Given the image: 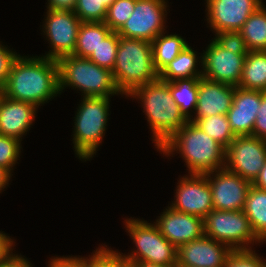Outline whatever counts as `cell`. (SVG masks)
I'll return each instance as SVG.
<instances>
[{
    "instance_id": "cell-28",
    "label": "cell",
    "mask_w": 266,
    "mask_h": 267,
    "mask_svg": "<svg viewBox=\"0 0 266 267\" xmlns=\"http://www.w3.org/2000/svg\"><path fill=\"white\" fill-rule=\"evenodd\" d=\"M209 137L213 138L225 148L234 140L233 133L227 115H213L197 119L194 122Z\"/></svg>"
},
{
    "instance_id": "cell-26",
    "label": "cell",
    "mask_w": 266,
    "mask_h": 267,
    "mask_svg": "<svg viewBox=\"0 0 266 267\" xmlns=\"http://www.w3.org/2000/svg\"><path fill=\"white\" fill-rule=\"evenodd\" d=\"M200 78L201 77L183 78L169 82V90L173 100L188 120L193 116L196 110Z\"/></svg>"
},
{
    "instance_id": "cell-40",
    "label": "cell",
    "mask_w": 266,
    "mask_h": 267,
    "mask_svg": "<svg viewBox=\"0 0 266 267\" xmlns=\"http://www.w3.org/2000/svg\"><path fill=\"white\" fill-rule=\"evenodd\" d=\"M15 243V240L8 233L0 231V260L8 258L14 252Z\"/></svg>"
},
{
    "instance_id": "cell-17",
    "label": "cell",
    "mask_w": 266,
    "mask_h": 267,
    "mask_svg": "<svg viewBox=\"0 0 266 267\" xmlns=\"http://www.w3.org/2000/svg\"><path fill=\"white\" fill-rule=\"evenodd\" d=\"M159 215L153 222L176 248L204 235L203 218L176 211L169 205Z\"/></svg>"
},
{
    "instance_id": "cell-37",
    "label": "cell",
    "mask_w": 266,
    "mask_h": 267,
    "mask_svg": "<svg viewBox=\"0 0 266 267\" xmlns=\"http://www.w3.org/2000/svg\"><path fill=\"white\" fill-rule=\"evenodd\" d=\"M252 136L266 140V92L261 91V104L256 114Z\"/></svg>"
},
{
    "instance_id": "cell-6",
    "label": "cell",
    "mask_w": 266,
    "mask_h": 267,
    "mask_svg": "<svg viewBox=\"0 0 266 267\" xmlns=\"http://www.w3.org/2000/svg\"><path fill=\"white\" fill-rule=\"evenodd\" d=\"M60 95L66 89L76 90L82 97H112L121 95L112 71L102 68L88 58L66 55L57 60Z\"/></svg>"
},
{
    "instance_id": "cell-10",
    "label": "cell",
    "mask_w": 266,
    "mask_h": 267,
    "mask_svg": "<svg viewBox=\"0 0 266 267\" xmlns=\"http://www.w3.org/2000/svg\"><path fill=\"white\" fill-rule=\"evenodd\" d=\"M168 0H137L134 11L117 34L152 42L167 29Z\"/></svg>"
},
{
    "instance_id": "cell-16",
    "label": "cell",
    "mask_w": 266,
    "mask_h": 267,
    "mask_svg": "<svg viewBox=\"0 0 266 267\" xmlns=\"http://www.w3.org/2000/svg\"><path fill=\"white\" fill-rule=\"evenodd\" d=\"M232 249L203 235L177 248V266L224 267Z\"/></svg>"
},
{
    "instance_id": "cell-38",
    "label": "cell",
    "mask_w": 266,
    "mask_h": 267,
    "mask_svg": "<svg viewBox=\"0 0 266 267\" xmlns=\"http://www.w3.org/2000/svg\"><path fill=\"white\" fill-rule=\"evenodd\" d=\"M47 267H82V256H51Z\"/></svg>"
},
{
    "instance_id": "cell-18",
    "label": "cell",
    "mask_w": 266,
    "mask_h": 267,
    "mask_svg": "<svg viewBox=\"0 0 266 267\" xmlns=\"http://www.w3.org/2000/svg\"><path fill=\"white\" fill-rule=\"evenodd\" d=\"M235 86L214 82L204 77L199 79L196 110L189 119L195 122L197 119L213 115H227L233 104Z\"/></svg>"
},
{
    "instance_id": "cell-34",
    "label": "cell",
    "mask_w": 266,
    "mask_h": 267,
    "mask_svg": "<svg viewBox=\"0 0 266 267\" xmlns=\"http://www.w3.org/2000/svg\"><path fill=\"white\" fill-rule=\"evenodd\" d=\"M224 267H266V259L254 249L233 250Z\"/></svg>"
},
{
    "instance_id": "cell-3",
    "label": "cell",
    "mask_w": 266,
    "mask_h": 267,
    "mask_svg": "<svg viewBox=\"0 0 266 267\" xmlns=\"http://www.w3.org/2000/svg\"><path fill=\"white\" fill-rule=\"evenodd\" d=\"M127 98L140 103L157 150L189 121L173 100L169 82L159 78L139 86Z\"/></svg>"
},
{
    "instance_id": "cell-8",
    "label": "cell",
    "mask_w": 266,
    "mask_h": 267,
    "mask_svg": "<svg viewBox=\"0 0 266 267\" xmlns=\"http://www.w3.org/2000/svg\"><path fill=\"white\" fill-rule=\"evenodd\" d=\"M204 235L229 246L232 250L255 249L264 243L255 235L243 210H212L203 218ZM262 244V245H261Z\"/></svg>"
},
{
    "instance_id": "cell-29",
    "label": "cell",
    "mask_w": 266,
    "mask_h": 267,
    "mask_svg": "<svg viewBox=\"0 0 266 267\" xmlns=\"http://www.w3.org/2000/svg\"><path fill=\"white\" fill-rule=\"evenodd\" d=\"M82 267H127L118 250L101 244L91 255L82 256Z\"/></svg>"
},
{
    "instance_id": "cell-20",
    "label": "cell",
    "mask_w": 266,
    "mask_h": 267,
    "mask_svg": "<svg viewBox=\"0 0 266 267\" xmlns=\"http://www.w3.org/2000/svg\"><path fill=\"white\" fill-rule=\"evenodd\" d=\"M260 104L261 91L235 87L233 104L227 113V117L236 136H252Z\"/></svg>"
},
{
    "instance_id": "cell-19",
    "label": "cell",
    "mask_w": 266,
    "mask_h": 267,
    "mask_svg": "<svg viewBox=\"0 0 266 267\" xmlns=\"http://www.w3.org/2000/svg\"><path fill=\"white\" fill-rule=\"evenodd\" d=\"M37 111L35 105L12 100L0 92V135L23 141L34 125Z\"/></svg>"
},
{
    "instance_id": "cell-13",
    "label": "cell",
    "mask_w": 266,
    "mask_h": 267,
    "mask_svg": "<svg viewBox=\"0 0 266 267\" xmlns=\"http://www.w3.org/2000/svg\"><path fill=\"white\" fill-rule=\"evenodd\" d=\"M202 52V77L238 87L247 55L221 47L213 38Z\"/></svg>"
},
{
    "instance_id": "cell-12",
    "label": "cell",
    "mask_w": 266,
    "mask_h": 267,
    "mask_svg": "<svg viewBox=\"0 0 266 267\" xmlns=\"http://www.w3.org/2000/svg\"><path fill=\"white\" fill-rule=\"evenodd\" d=\"M177 180L174 199L168 203L176 211L204 218L213 210L212 192L204 174H184Z\"/></svg>"
},
{
    "instance_id": "cell-30",
    "label": "cell",
    "mask_w": 266,
    "mask_h": 267,
    "mask_svg": "<svg viewBox=\"0 0 266 267\" xmlns=\"http://www.w3.org/2000/svg\"><path fill=\"white\" fill-rule=\"evenodd\" d=\"M118 45L119 35L117 32L112 31L104 40L101 41L96 50H93L88 59L100 67L112 71L115 66Z\"/></svg>"
},
{
    "instance_id": "cell-33",
    "label": "cell",
    "mask_w": 266,
    "mask_h": 267,
    "mask_svg": "<svg viewBox=\"0 0 266 267\" xmlns=\"http://www.w3.org/2000/svg\"><path fill=\"white\" fill-rule=\"evenodd\" d=\"M22 141L11 136L0 135V167L7 169L12 175L15 165L20 161Z\"/></svg>"
},
{
    "instance_id": "cell-14",
    "label": "cell",
    "mask_w": 266,
    "mask_h": 267,
    "mask_svg": "<svg viewBox=\"0 0 266 267\" xmlns=\"http://www.w3.org/2000/svg\"><path fill=\"white\" fill-rule=\"evenodd\" d=\"M207 27L216 34L223 31H239L249 16L263 0H205Z\"/></svg>"
},
{
    "instance_id": "cell-25",
    "label": "cell",
    "mask_w": 266,
    "mask_h": 267,
    "mask_svg": "<svg viewBox=\"0 0 266 267\" xmlns=\"http://www.w3.org/2000/svg\"><path fill=\"white\" fill-rule=\"evenodd\" d=\"M112 30L104 22H82L72 55L88 58Z\"/></svg>"
},
{
    "instance_id": "cell-43",
    "label": "cell",
    "mask_w": 266,
    "mask_h": 267,
    "mask_svg": "<svg viewBox=\"0 0 266 267\" xmlns=\"http://www.w3.org/2000/svg\"><path fill=\"white\" fill-rule=\"evenodd\" d=\"M252 185L266 191V162Z\"/></svg>"
},
{
    "instance_id": "cell-27",
    "label": "cell",
    "mask_w": 266,
    "mask_h": 267,
    "mask_svg": "<svg viewBox=\"0 0 266 267\" xmlns=\"http://www.w3.org/2000/svg\"><path fill=\"white\" fill-rule=\"evenodd\" d=\"M249 51L266 50V5H261L239 30Z\"/></svg>"
},
{
    "instance_id": "cell-24",
    "label": "cell",
    "mask_w": 266,
    "mask_h": 267,
    "mask_svg": "<svg viewBox=\"0 0 266 267\" xmlns=\"http://www.w3.org/2000/svg\"><path fill=\"white\" fill-rule=\"evenodd\" d=\"M243 211L255 235L266 244V191L251 185Z\"/></svg>"
},
{
    "instance_id": "cell-23",
    "label": "cell",
    "mask_w": 266,
    "mask_h": 267,
    "mask_svg": "<svg viewBox=\"0 0 266 267\" xmlns=\"http://www.w3.org/2000/svg\"><path fill=\"white\" fill-rule=\"evenodd\" d=\"M239 87L266 92V50L249 51L243 64Z\"/></svg>"
},
{
    "instance_id": "cell-39",
    "label": "cell",
    "mask_w": 266,
    "mask_h": 267,
    "mask_svg": "<svg viewBox=\"0 0 266 267\" xmlns=\"http://www.w3.org/2000/svg\"><path fill=\"white\" fill-rule=\"evenodd\" d=\"M14 250L8 258L0 260V267H33L31 261Z\"/></svg>"
},
{
    "instance_id": "cell-41",
    "label": "cell",
    "mask_w": 266,
    "mask_h": 267,
    "mask_svg": "<svg viewBox=\"0 0 266 267\" xmlns=\"http://www.w3.org/2000/svg\"><path fill=\"white\" fill-rule=\"evenodd\" d=\"M77 0H47V9L56 11H74Z\"/></svg>"
},
{
    "instance_id": "cell-11",
    "label": "cell",
    "mask_w": 266,
    "mask_h": 267,
    "mask_svg": "<svg viewBox=\"0 0 266 267\" xmlns=\"http://www.w3.org/2000/svg\"><path fill=\"white\" fill-rule=\"evenodd\" d=\"M266 162V140L236 136L226 148L224 168L253 183Z\"/></svg>"
},
{
    "instance_id": "cell-2",
    "label": "cell",
    "mask_w": 266,
    "mask_h": 267,
    "mask_svg": "<svg viewBox=\"0 0 266 267\" xmlns=\"http://www.w3.org/2000/svg\"><path fill=\"white\" fill-rule=\"evenodd\" d=\"M156 151L170 159L179 154L188 174H205L225 166L226 148L191 121Z\"/></svg>"
},
{
    "instance_id": "cell-7",
    "label": "cell",
    "mask_w": 266,
    "mask_h": 267,
    "mask_svg": "<svg viewBox=\"0 0 266 267\" xmlns=\"http://www.w3.org/2000/svg\"><path fill=\"white\" fill-rule=\"evenodd\" d=\"M123 220L125 232L135 244L131 252H119L125 263H149L164 266L177 264V248L163 237L153 221L150 220L148 223L143 218L136 219L132 216Z\"/></svg>"
},
{
    "instance_id": "cell-32",
    "label": "cell",
    "mask_w": 266,
    "mask_h": 267,
    "mask_svg": "<svg viewBox=\"0 0 266 267\" xmlns=\"http://www.w3.org/2000/svg\"><path fill=\"white\" fill-rule=\"evenodd\" d=\"M136 1L116 0L107 8L104 23L113 32H117L133 13Z\"/></svg>"
},
{
    "instance_id": "cell-44",
    "label": "cell",
    "mask_w": 266,
    "mask_h": 267,
    "mask_svg": "<svg viewBox=\"0 0 266 267\" xmlns=\"http://www.w3.org/2000/svg\"><path fill=\"white\" fill-rule=\"evenodd\" d=\"M127 267H178L177 264L175 265H156V264H149V263H126Z\"/></svg>"
},
{
    "instance_id": "cell-35",
    "label": "cell",
    "mask_w": 266,
    "mask_h": 267,
    "mask_svg": "<svg viewBox=\"0 0 266 267\" xmlns=\"http://www.w3.org/2000/svg\"><path fill=\"white\" fill-rule=\"evenodd\" d=\"M213 35H215L213 39L221 47L237 54L247 55L249 53L240 31H223Z\"/></svg>"
},
{
    "instance_id": "cell-36",
    "label": "cell",
    "mask_w": 266,
    "mask_h": 267,
    "mask_svg": "<svg viewBox=\"0 0 266 267\" xmlns=\"http://www.w3.org/2000/svg\"><path fill=\"white\" fill-rule=\"evenodd\" d=\"M8 47V45L0 41V90L7 82L13 61L19 55L13 48Z\"/></svg>"
},
{
    "instance_id": "cell-21",
    "label": "cell",
    "mask_w": 266,
    "mask_h": 267,
    "mask_svg": "<svg viewBox=\"0 0 266 267\" xmlns=\"http://www.w3.org/2000/svg\"><path fill=\"white\" fill-rule=\"evenodd\" d=\"M191 77H202V53H198L190 45L159 73V79L166 82Z\"/></svg>"
},
{
    "instance_id": "cell-15",
    "label": "cell",
    "mask_w": 266,
    "mask_h": 267,
    "mask_svg": "<svg viewBox=\"0 0 266 267\" xmlns=\"http://www.w3.org/2000/svg\"><path fill=\"white\" fill-rule=\"evenodd\" d=\"M212 192L213 209L243 210L252 183L225 168L204 174Z\"/></svg>"
},
{
    "instance_id": "cell-5",
    "label": "cell",
    "mask_w": 266,
    "mask_h": 267,
    "mask_svg": "<svg viewBox=\"0 0 266 267\" xmlns=\"http://www.w3.org/2000/svg\"><path fill=\"white\" fill-rule=\"evenodd\" d=\"M111 98L81 97L76 108L71 141L75 157L83 162L92 160L102 145L110 119Z\"/></svg>"
},
{
    "instance_id": "cell-22",
    "label": "cell",
    "mask_w": 266,
    "mask_h": 267,
    "mask_svg": "<svg viewBox=\"0 0 266 267\" xmlns=\"http://www.w3.org/2000/svg\"><path fill=\"white\" fill-rule=\"evenodd\" d=\"M159 34L152 43L153 64L160 73L189 44L180 34Z\"/></svg>"
},
{
    "instance_id": "cell-42",
    "label": "cell",
    "mask_w": 266,
    "mask_h": 267,
    "mask_svg": "<svg viewBox=\"0 0 266 267\" xmlns=\"http://www.w3.org/2000/svg\"><path fill=\"white\" fill-rule=\"evenodd\" d=\"M12 174L5 168L0 167V193L9 187V182L12 181Z\"/></svg>"
},
{
    "instance_id": "cell-4",
    "label": "cell",
    "mask_w": 266,
    "mask_h": 267,
    "mask_svg": "<svg viewBox=\"0 0 266 267\" xmlns=\"http://www.w3.org/2000/svg\"><path fill=\"white\" fill-rule=\"evenodd\" d=\"M113 80L121 97H127L139 86L153 82L159 73L153 64L152 43L119 36Z\"/></svg>"
},
{
    "instance_id": "cell-31",
    "label": "cell",
    "mask_w": 266,
    "mask_h": 267,
    "mask_svg": "<svg viewBox=\"0 0 266 267\" xmlns=\"http://www.w3.org/2000/svg\"><path fill=\"white\" fill-rule=\"evenodd\" d=\"M116 0H77L74 13L82 22H104L107 8Z\"/></svg>"
},
{
    "instance_id": "cell-1",
    "label": "cell",
    "mask_w": 266,
    "mask_h": 267,
    "mask_svg": "<svg viewBox=\"0 0 266 267\" xmlns=\"http://www.w3.org/2000/svg\"><path fill=\"white\" fill-rule=\"evenodd\" d=\"M0 92L12 100L29 102L41 108L60 95L57 60L19 54Z\"/></svg>"
},
{
    "instance_id": "cell-9",
    "label": "cell",
    "mask_w": 266,
    "mask_h": 267,
    "mask_svg": "<svg viewBox=\"0 0 266 267\" xmlns=\"http://www.w3.org/2000/svg\"><path fill=\"white\" fill-rule=\"evenodd\" d=\"M46 14V15H45ZM44 21L40 25L41 35L48 41L50 48L46 58L58 60L59 58L74 53L79 27L82 21L74 11H56L46 9Z\"/></svg>"
}]
</instances>
